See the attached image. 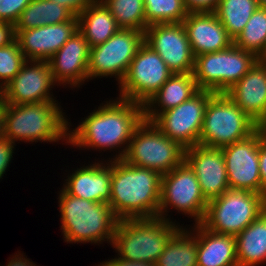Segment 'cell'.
<instances>
[{"mask_svg": "<svg viewBox=\"0 0 266 266\" xmlns=\"http://www.w3.org/2000/svg\"><path fill=\"white\" fill-rule=\"evenodd\" d=\"M257 60L253 53L232 44L227 49L196 56L193 76L199 89L225 93Z\"/></svg>", "mask_w": 266, "mask_h": 266, "instance_id": "9", "label": "cell"}, {"mask_svg": "<svg viewBox=\"0 0 266 266\" xmlns=\"http://www.w3.org/2000/svg\"><path fill=\"white\" fill-rule=\"evenodd\" d=\"M182 24L195 57L221 51L234 44L214 12H188Z\"/></svg>", "mask_w": 266, "mask_h": 266, "instance_id": "20", "label": "cell"}, {"mask_svg": "<svg viewBox=\"0 0 266 266\" xmlns=\"http://www.w3.org/2000/svg\"><path fill=\"white\" fill-rule=\"evenodd\" d=\"M259 170L262 183V194L266 197V137L259 129Z\"/></svg>", "mask_w": 266, "mask_h": 266, "instance_id": "37", "label": "cell"}, {"mask_svg": "<svg viewBox=\"0 0 266 266\" xmlns=\"http://www.w3.org/2000/svg\"><path fill=\"white\" fill-rule=\"evenodd\" d=\"M220 0H183L188 12H214Z\"/></svg>", "mask_w": 266, "mask_h": 266, "instance_id": "36", "label": "cell"}, {"mask_svg": "<svg viewBox=\"0 0 266 266\" xmlns=\"http://www.w3.org/2000/svg\"><path fill=\"white\" fill-rule=\"evenodd\" d=\"M173 73L145 42L141 45L119 85V98L145 104Z\"/></svg>", "mask_w": 266, "mask_h": 266, "instance_id": "12", "label": "cell"}, {"mask_svg": "<svg viewBox=\"0 0 266 266\" xmlns=\"http://www.w3.org/2000/svg\"><path fill=\"white\" fill-rule=\"evenodd\" d=\"M146 24L182 23L188 11L183 0H144Z\"/></svg>", "mask_w": 266, "mask_h": 266, "instance_id": "32", "label": "cell"}, {"mask_svg": "<svg viewBox=\"0 0 266 266\" xmlns=\"http://www.w3.org/2000/svg\"><path fill=\"white\" fill-rule=\"evenodd\" d=\"M199 90L193 73L172 74L143 105L144 119L152 122L160 113L177 107Z\"/></svg>", "mask_w": 266, "mask_h": 266, "instance_id": "23", "label": "cell"}, {"mask_svg": "<svg viewBox=\"0 0 266 266\" xmlns=\"http://www.w3.org/2000/svg\"><path fill=\"white\" fill-rule=\"evenodd\" d=\"M225 94L259 125L266 118V61L258 59Z\"/></svg>", "mask_w": 266, "mask_h": 266, "instance_id": "22", "label": "cell"}, {"mask_svg": "<svg viewBox=\"0 0 266 266\" xmlns=\"http://www.w3.org/2000/svg\"><path fill=\"white\" fill-rule=\"evenodd\" d=\"M161 180L159 172L112 160L108 204L119 220L158 217Z\"/></svg>", "mask_w": 266, "mask_h": 266, "instance_id": "2", "label": "cell"}, {"mask_svg": "<svg viewBox=\"0 0 266 266\" xmlns=\"http://www.w3.org/2000/svg\"><path fill=\"white\" fill-rule=\"evenodd\" d=\"M78 31V17L54 25L24 29L16 34L26 60L47 61Z\"/></svg>", "mask_w": 266, "mask_h": 266, "instance_id": "19", "label": "cell"}, {"mask_svg": "<svg viewBox=\"0 0 266 266\" xmlns=\"http://www.w3.org/2000/svg\"><path fill=\"white\" fill-rule=\"evenodd\" d=\"M26 61L16 39L0 47V84L3 88L16 76Z\"/></svg>", "mask_w": 266, "mask_h": 266, "instance_id": "33", "label": "cell"}, {"mask_svg": "<svg viewBox=\"0 0 266 266\" xmlns=\"http://www.w3.org/2000/svg\"><path fill=\"white\" fill-rule=\"evenodd\" d=\"M144 42L174 74L193 73L195 56L182 23H160L146 28Z\"/></svg>", "mask_w": 266, "mask_h": 266, "instance_id": "14", "label": "cell"}, {"mask_svg": "<svg viewBox=\"0 0 266 266\" xmlns=\"http://www.w3.org/2000/svg\"><path fill=\"white\" fill-rule=\"evenodd\" d=\"M18 253V254H17ZM14 254L12 258L8 260V263L6 266H36V264L33 261H30L29 258L23 257V253L17 252Z\"/></svg>", "mask_w": 266, "mask_h": 266, "instance_id": "41", "label": "cell"}, {"mask_svg": "<svg viewBox=\"0 0 266 266\" xmlns=\"http://www.w3.org/2000/svg\"><path fill=\"white\" fill-rule=\"evenodd\" d=\"M57 101L5 104L3 137L23 142L68 143L69 122Z\"/></svg>", "mask_w": 266, "mask_h": 266, "instance_id": "3", "label": "cell"}, {"mask_svg": "<svg viewBox=\"0 0 266 266\" xmlns=\"http://www.w3.org/2000/svg\"><path fill=\"white\" fill-rule=\"evenodd\" d=\"M234 44L258 59L266 56V7H258L234 40Z\"/></svg>", "mask_w": 266, "mask_h": 266, "instance_id": "30", "label": "cell"}, {"mask_svg": "<svg viewBox=\"0 0 266 266\" xmlns=\"http://www.w3.org/2000/svg\"><path fill=\"white\" fill-rule=\"evenodd\" d=\"M193 227L189 230L181 226L174 233L156 260V266H197V224Z\"/></svg>", "mask_w": 266, "mask_h": 266, "instance_id": "27", "label": "cell"}, {"mask_svg": "<svg viewBox=\"0 0 266 266\" xmlns=\"http://www.w3.org/2000/svg\"><path fill=\"white\" fill-rule=\"evenodd\" d=\"M221 149L225 159L229 188L262 194L259 170V128L249 137Z\"/></svg>", "mask_w": 266, "mask_h": 266, "instance_id": "15", "label": "cell"}, {"mask_svg": "<svg viewBox=\"0 0 266 266\" xmlns=\"http://www.w3.org/2000/svg\"><path fill=\"white\" fill-rule=\"evenodd\" d=\"M207 203L195 173L185 161L162 175L158 217L170 221L167 212L172 207L171 210L187 214L194 218L195 224H200Z\"/></svg>", "mask_w": 266, "mask_h": 266, "instance_id": "10", "label": "cell"}, {"mask_svg": "<svg viewBox=\"0 0 266 266\" xmlns=\"http://www.w3.org/2000/svg\"><path fill=\"white\" fill-rule=\"evenodd\" d=\"M3 96H4V88L0 84V102L3 101Z\"/></svg>", "mask_w": 266, "mask_h": 266, "instance_id": "45", "label": "cell"}, {"mask_svg": "<svg viewBox=\"0 0 266 266\" xmlns=\"http://www.w3.org/2000/svg\"><path fill=\"white\" fill-rule=\"evenodd\" d=\"M143 43V32L119 29L103 44L91 47L88 79L115 76L120 85L131 61Z\"/></svg>", "mask_w": 266, "mask_h": 266, "instance_id": "11", "label": "cell"}, {"mask_svg": "<svg viewBox=\"0 0 266 266\" xmlns=\"http://www.w3.org/2000/svg\"><path fill=\"white\" fill-rule=\"evenodd\" d=\"M15 144L11 143L8 139L0 138V179L4 176L6 170L9 167V163L13 158Z\"/></svg>", "mask_w": 266, "mask_h": 266, "instance_id": "35", "label": "cell"}, {"mask_svg": "<svg viewBox=\"0 0 266 266\" xmlns=\"http://www.w3.org/2000/svg\"><path fill=\"white\" fill-rule=\"evenodd\" d=\"M31 0H0V22L15 25Z\"/></svg>", "mask_w": 266, "mask_h": 266, "instance_id": "34", "label": "cell"}, {"mask_svg": "<svg viewBox=\"0 0 266 266\" xmlns=\"http://www.w3.org/2000/svg\"><path fill=\"white\" fill-rule=\"evenodd\" d=\"M75 17L68 8L51 0H31L14 25L15 35L24 29L54 25Z\"/></svg>", "mask_w": 266, "mask_h": 266, "instance_id": "28", "label": "cell"}, {"mask_svg": "<svg viewBox=\"0 0 266 266\" xmlns=\"http://www.w3.org/2000/svg\"><path fill=\"white\" fill-rule=\"evenodd\" d=\"M16 39L14 25L0 22V47L12 43Z\"/></svg>", "mask_w": 266, "mask_h": 266, "instance_id": "39", "label": "cell"}, {"mask_svg": "<svg viewBox=\"0 0 266 266\" xmlns=\"http://www.w3.org/2000/svg\"><path fill=\"white\" fill-rule=\"evenodd\" d=\"M258 7L257 0H220L214 13L235 40Z\"/></svg>", "mask_w": 266, "mask_h": 266, "instance_id": "29", "label": "cell"}, {"mask_svg": "<svg viewBox=\"0 0 266 266\" xmlns=\"http://www.w3.org/2000/svg\"><path fill=\"white\" fill-rule=\"evenodd\" d=\"M4 109H5V103L4 101H1L0 102V138L3 137Z\"/></svg>", "mask_w": 266, "mask_h": 266, "instance_id": "42", "label": "cell"}, {"mask_svg": "<svg viewBox=\"0 0 266 266\" xmlns=\"http://www.w3.org/2000/svg\"><path fill=\"white\" fill-rule=\"evenodd\" d=\"M258 128L225 93H214L207 103L199 145L223 148L249 137Z\"/></svg>", "mask_w": 266, "mask_h": 266, "instance_id": "6", "label": "cell"}, {"mask_svg": "<svg viewBox=\"0 0 266 266\" xmlns=\"http://www.w3.org/2000/svg\"><path fill=\"white\" fill-rule=\"evenodd\" d=\"M197 266H238L236 238L197 224Z\"/></svg>", "mask_w": 266, "mask_h": 266, "instance_id": "24", "label": "cell"}, {"mask_svg": "<svg viewBox=\"0 0 266 266\" xmlns=\"http://www.w3.org/2000/svg\"><path fill=\"white\" fill-rule=\"evenodd\" d=\"M259 129L261 130L264 137H266V118L259 124Z\"/></svg>", "mask_w": 266, "mask_h": 266, "instance_id": "43", "label": "cell"}, {"mask_svg": "<svg viewBox=\"0 0 266 266\" xmlns=\"http://www.w3.org/2000/svg\"><path fill=\"white\" fill-rule=\"evenodd\" d=\"M89 43L78 30L47 62L56 85L80 88L88 81ZM61 84V85H60Z\"/></svg>", "mask_w": 266, "mask_h": 266, "instance_id": "18", "label": "cell"}, {"mask_svg": "<svg viewBox=\"0 0 266 266\" xmlns=\"http://www.w3.org/2000/svg\"><path fill=\"white\" fill-rule=\"evenodd\" d=\"M111 100L101 103L75 129H70L69 122L67 145L70 143L78 149H101V152L102 149L118 150V155L116 153L111 160L124 157L133 132L144 119L143 104L119 97Z\"/></svg>", "mask_w": 266, "mask_h": 266, "instance_id": "1", "label": "cell"}, {"mask_svg": "<svg viewBox=\"0 0 266 266\" xmlns=\"http://www.w3.org/2000/svg\"><path fill=\"white\" fill-rule=\"evenodd\" d=\"M184 161L195 173L207 201L229 189L225 159L221 148L195 145L185 149Z\"/></svg>", "mask_w": 266, "mask_h": 266, "instance_id": "17", "label": "cell"}, {"mask_svg": "<svg viewBox=\"0 0 266 266\" xmlns=\"http://www.w3.org/2000/svg\"><path fill=\"white\" fill-rule=\"evenodd\" d=\"M180 227L160 217L119 220L111 245L122 259L155 264Z\"/></svg>", "mask_w": 266, "mask_h": 266, "instance_id": "5", "label": "cell"}, {"mask_svg": "<svg viewBox=\"0 0 266 266\" xmlns=\"http://www.w3.org/2000/svg\"><path fill=\"white\" fill-rule=\"evenodd\" d=\"M214 92L200 89L177 107L160 113L152 123L168 138L188 149L199 144L205 110Z\"/></svg>", "mask_w": 266, "mask_h": 266, "instance_id": "13", "label": "cell"}, {"mask_svg": "<svg viewBox=\"0 0 266 266\" xmlns=\"http://www.w3.org/2000/svg\"><path fill=\"white\" fill-rule=\"evenodd\" d=\"M185 149L164 135L151 121L143 119L133 132L126 163L164 175L184 161Z\"/></svg>", "mask_w": 266, "mask_h": 266, "instance_id": "8", "label": "cell"}, {"mask_svg": "<svg viewBox=\"0 0 266 266\" xmlns=\"http://www.w3.org/2000/svg\"><path fill=\"white\" fill-rule=\"evenodd\" d=\"M66 8H68L75 16H78L89 5L97 2L98 0H51Z\"/></svg>", "mask_w": 266, "mask_h": 266, "instance_id": "38", "label": "cell"}, {"mask_svg": "<svg viewBox=\"0 0 266 266\" xmlns=\"http://www.w3.org/2000/svg\"><path fill=\"white\" fill-rule=\"evenodd\" d=\"M63 239L68 243H112L119 219L108 203L93 202L67 194L58 197Z\"/></svg>", "mask_w": 266, "mask_h": 266, "instance_id": "4", "label": "cell"}, {"mask_svg": "<svg viewBox=\"0 0 266 266\" xmlns=\"http://www.w3.org/2000/svg\"><path fill=\"white\" fill-rule=\"evenodd\" d=\"M109 161V162H107ZM102 159L83 165L68 174L62 189L69 195L93 202L109 203L111 197L112 160ZM70 175V176H69Z\"/></svg>", "mask_w": 266, "mask_h": 266, "instance_id": "21", "label": "cell"}, {"mask_svg": "<svg viewBox=\"0 0 266 266\" xmlns=\"http://www.w3.org/2000/svg\"><path fill=\"white\" fill-rule=\"evenodd\" d=\"M266 209V197L249 190L227 189L207 203L204 228L236 236Z\"/></svg>", "mask_w": 266, "mask_h": 266, "instance_id": "7", "label": "cell"}, {"mask_svg": "<svg viewBox=\"0 0 266 266\" xmlns=\"http://www.w3.org/2000/svg\"><path fill=\"white\" fill-rule=\"evenodd\" d=\"M235 238L238 266L265 265L266 209Z\"/></svg>", "mask_w": 266, "mask_h": 266, "instance_id": "25", "label": "cell"}, {"mask_svg": "<svg viewBox=\"0 0 266 266\" xmlns=\"http://www.w3.org/2000/svg\"><path fill=\"white\" fill-rule=\"evenodd\" d=\"M77 17L78 30L90 47L103 44L120 29L116 19L100 0L89 5Z\"/></svg>", "mask_w": 266, "mask_h": 266, "instance_id": "26", "label": "cell"}, {"mask_svg": "<svg viewBox=\"0 0 266 266\" xmlns=\"http://www.w3.org/2000/svg\"><path fill=\"white\" fill-rule=\"evenodd\" d=\"M116 19L120 29L138 30L145 33L144 0H100Z\"/></svg>", "mask_w": 266, "mask_h": 266, "instance_id": "31", "label": "cell"}, {"mask_svg": "<svg viewBox=\"0 0 266 266\" xmlns=\"http://www.w3.org/2000/svg\"><path fill=\"white\" fill-rule=\"evenodd\" d=\"M55 84L47 61L27 60L4 87L3 101L14 105L56 101L50 91Z\"/></svg>", "mask_w": 266, "mask_h": 266, "instance_id": "16", "label": "cell"}, {"mask_svg": "<svg viewBox=\"0 0 266 266\" xmlns=\"http://www.w3.org/2000/svg\"><path fill=\"white\" fill-rule=\"evenodd\" d=\"M259 7H266V0H257Z\"/></svg>", "mask_w": 266, "mask_h": 266, "instance_id": "44", "label": "cell"}, {"mask_svg": "<svg viewBox=\"0 0 266 266\" xmlns=\"http://www.w3.org/2000/svg\"><path fill=\"white\" fill-rule=\"evenodd\" d=\"M98 266H156V265L145 261H131V260L122 259L120 257H115L114 259L112 258L111 260L108 259L107 261L106 260L104 262L102 261V263L98 264Z\"/></svg>", "mask_w": 266, "mask_h": 266, "instance_id": "40", "label": "cell"}]
</instances>
